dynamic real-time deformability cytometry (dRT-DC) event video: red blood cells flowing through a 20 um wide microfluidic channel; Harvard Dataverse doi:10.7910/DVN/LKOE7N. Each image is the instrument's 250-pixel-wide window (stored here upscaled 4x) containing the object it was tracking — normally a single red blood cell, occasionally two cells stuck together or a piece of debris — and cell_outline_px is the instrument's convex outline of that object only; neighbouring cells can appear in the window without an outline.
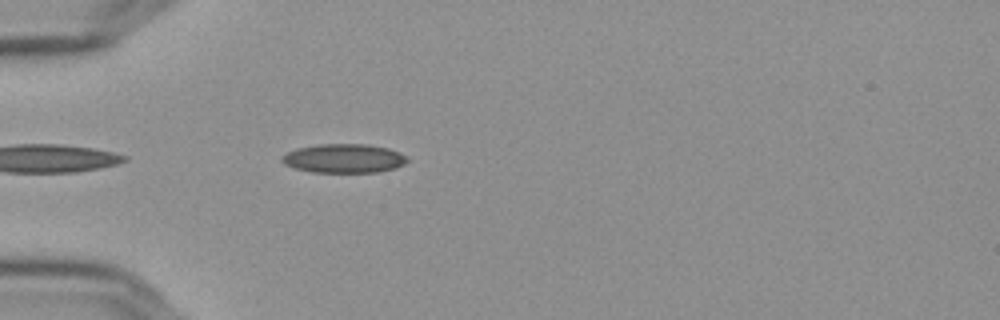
{"species": "Egyptian fruit bat (a non-hibernating species)", "species_latin": "Rousettus aegyptiacus", "temperature_condition": "cold", "stored_images_in_passage": 42, "camera_frame_rate_fps": 3000, "um_per_image_px": 0.085, "frame": {"image": 1, "passage_image": 3, "time_ms": 0.667, "image_size_px": [1000, 320], "cell_outline_px": [[408, 160], [404, 164], [396, 168], [380, 172], [312, 172], [296, 168], [284, 164], [280, 160], [280, 156], [296, 148], [320, 144], [368, 144], [388, 148], [400, 152]], "centroid_in_image_um": [29.22, 13.46], "position_along_channel_um": 55.8, "area_um2": 21.21}}
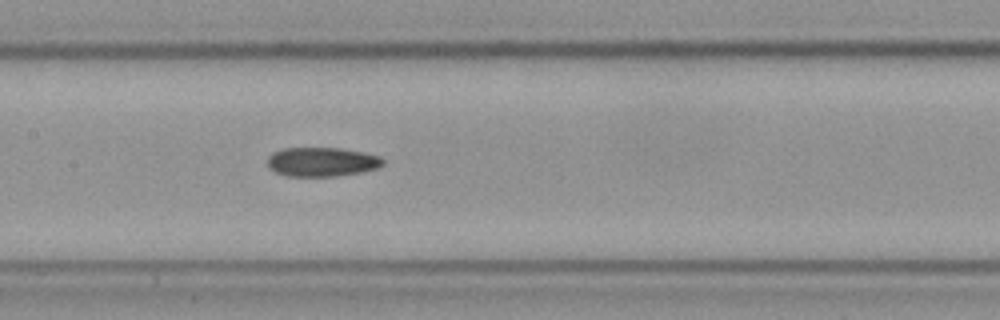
{"frame": {"image": 2, "passage_image": 14, "time_ms": 4.333, "image_size_px": [1000, 320], "cell_outline_px": [[384, 164], [376, 168], [360, 172], [336, 176], [288, 176], [276, 172], [268, 168], [268, 156], [272, 152], [284, 148], [340, 148], [364, 152], [380, 156], [384, 160]], "centroid_in_image_um": [27.35, 13.75], "position_along_channel_um": 180.1, "area_um2": 19.65}}
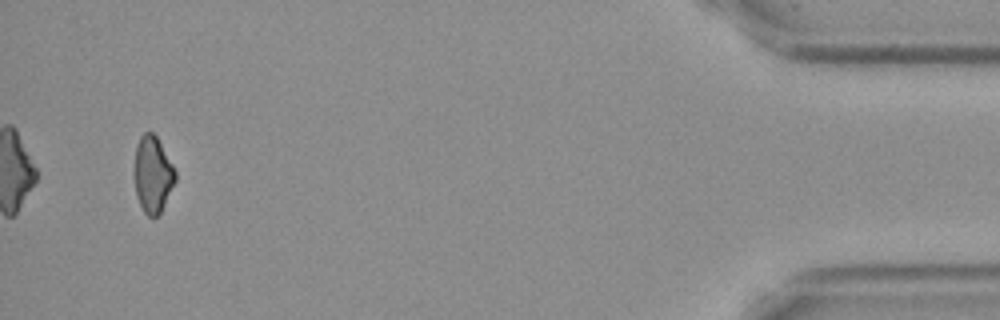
{"frame": {"image": 3, "passage_image": 40, "time_ms": 13.0, "image_size_px": [1000, 320], "cell_outline_px": [[176, 180], [160, 212], [156, 216], [148, 216], [144, 212], [136, 196], [132, 172], [132, 168], [136, 144], [140, 136], [144, 132], [152, 132], [156, 136], [172, 164], [176, 172]], "centroid_in_image_um": [12.93, 14.8], "position_along_channel_um": 422.3, "area_um2": 18.5}, "authors_computed_cell_mechanics": {"area_um2": 19.7676, "velocity_mm_per_s": 3.633, "shape_relaxation_time_tau1_ms": null, "shape_relaxation_time_tau2_ms": 6.1361, "deformation_change_tau1": null, "deformation_change_tau2": 0.1274}}